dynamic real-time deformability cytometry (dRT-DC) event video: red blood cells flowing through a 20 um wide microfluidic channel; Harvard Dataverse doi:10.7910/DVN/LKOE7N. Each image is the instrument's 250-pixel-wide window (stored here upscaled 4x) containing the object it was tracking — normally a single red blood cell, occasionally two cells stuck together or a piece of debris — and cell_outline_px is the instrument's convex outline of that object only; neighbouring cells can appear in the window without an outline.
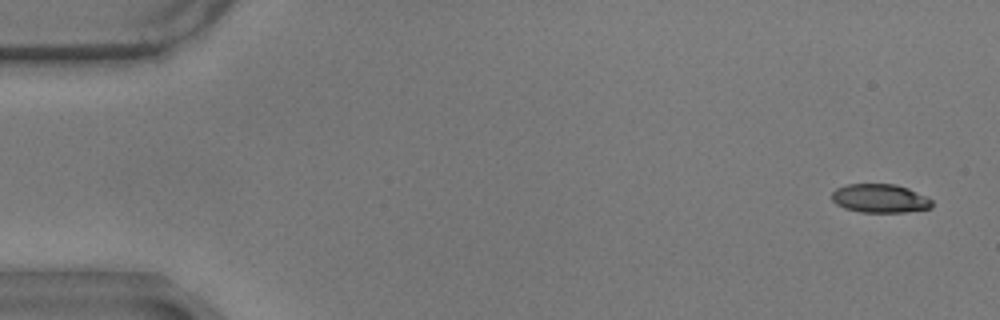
{"species": "common noctule bat (a hibernating species)", "species_latin": "Nyctalus noctula", "temperature_condition": "warm", "stored_images_in_passage": 55, "camera_frame_rate_fps": 3000, "um_per_image_px": 0.085, "animal": {"sex": "male", "body_mass_g": 17.9}, "frame": {"image": 1, "passage_image": 2, "time_ms": 0.333, "image_size_px": [1000, 320], "cell_outline_px": [[932, 208], [904, 212], [860, 212], [844, 208], [836, 204], [832, 200], [832, 192], [836, 188], [848, 184], [896, 184], [908, 188], [932, 200]], "centroid_in_image_um": [74.77, 16.86], "position_along_channel_um": 10.2, "area_um2": 16.7}}
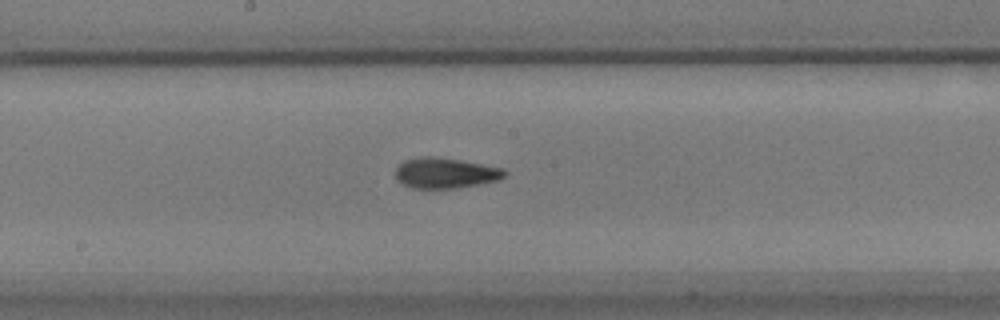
{"frame": {"image": 2, "passage_image": 30, "time_ms": 9.667, "image_size_px": [1000, 320], "cell_outline_px": [[508, 172], [500, 180], [452, 188], [412, 188], [396, 180], [396, 168], [404, 160], [420, 156], [432, 156], [460, 160], [504, 168]], "centroid_in_image_um": [37.85, 14.69], "position_along_channel_um": 210.4, "area_um2": 19.31}}
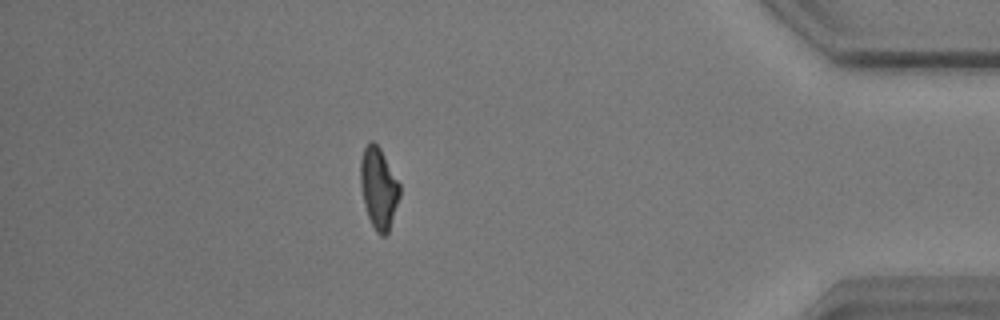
{"frame": {"image": 3, "passage_image": 50, "time_ms": 16.333, "image_size_px": [1000, 320], "cell_outline_px": [[400, 196], [388, 232], [384, 236], [380, 236], [376, 232], [368, 216], [364, 204], [360, 184], [360, 160], [364, 148], [372, 140], [380, 148], [400, 184]], "centroid_in_image_um": [32.18, 15.99], "position_along_channel_um": 403.0, "area_um2": 18.44}, "authors_computed_cell_mechanics": {"area_um2": 18.207, "velocity_mm_per_s": 3.531, "shape_relaxation_time_tau1_ms": 5.4333, "shape_relaxation_time_tau2_ms": 2.8929, "deformation_change_tau1": 0.1856, "deformation_change_tau2": 0.1011}}